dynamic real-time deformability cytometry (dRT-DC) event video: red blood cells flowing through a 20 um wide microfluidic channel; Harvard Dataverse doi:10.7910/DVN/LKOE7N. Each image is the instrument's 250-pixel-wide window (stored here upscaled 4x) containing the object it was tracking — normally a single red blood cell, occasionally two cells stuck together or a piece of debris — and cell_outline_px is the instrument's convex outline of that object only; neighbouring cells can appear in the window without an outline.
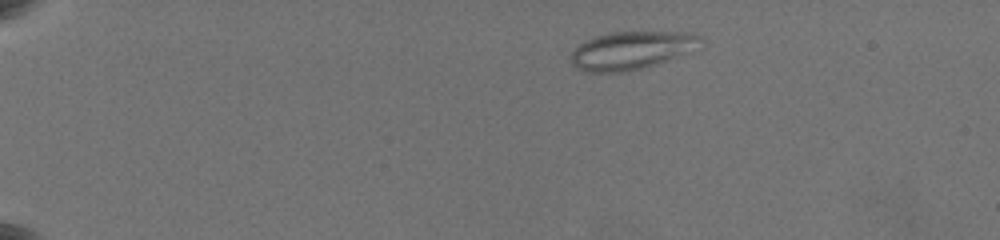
{"species": "common noctule bat (a hibernating species)", "species_latin": "Nyctalus noctula", "temperature_condition": "warm", "stored_images_in_passage": 86, "camera_frame_rate_fps": 3000, "um_per_image_px": 0.085, "animal": {"sex": "female", "body_mass_g": 19.5, "forearm_length_mm": 54.1}, "frame": {"image": 1, "passage_image": 14, "time_ms": 2.667, "image_size_px": [1000, 240], "cell_outline_px": [[704, 40], [664, 60], [644, 68], [624, 72], [584, 72], [576, 68], [572, 64], [572, 52], [584, 40], [596, 36], [612, 32], [688, 32], [700, 36]], "centroid_in_image_um": [53.53, 4.28], "position_along_channel_um": 31.5, "area_um2": 27.74}}
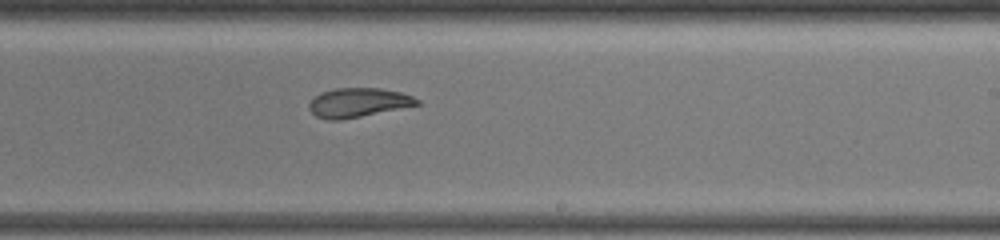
{"frame": {"image": 2, "passage_image": 53, "time_ms": 12.0, "image_size_px": [1000, 240], "cell_outline_px": [[420, 104], [340, 120], [324, 120], [316, 116], [308, 108], [308, 104], [320, 92], [336, 88], [380, 88], [400, 92], [412, 96], [420, 100]], "centroid_in_image_um": [30.41, 8.72], "position_along_channel_um": 258.6, "area_um2": 18.21}}
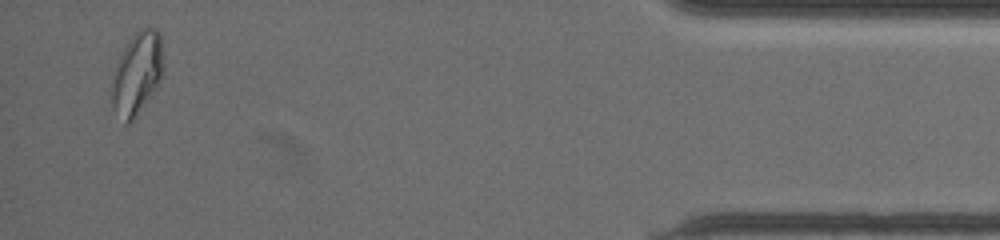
{"frame": {"image": 3, "passage_image": 84, "time_ms": 18.333, "image_size_px": [1000, 240], "cell_outline_px": [[164, 76], [156, 88], [136, 116], [128, 124], [124, 124], [112, 108], [112, 76], [120, 56], [128, 40], [140, 28], [156, 28], [160, 32], [164, 64]], "centroid_in_image_um": [11.68, 6.24], "position_along_channel_um": 423.5, "area_um2": 25.03}, "authors_computed_cell_mechanics": {"area_um2": 22.5998, "velocity_mm_per_s": 3.5635, "shape_relaxation_time_tau1_ms": null, "shape_relaxation_time_tau2_ms": 2.5218, "deformation_change_tau1": null, "deformation_change_tau2": 0.0791}}